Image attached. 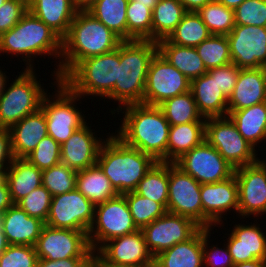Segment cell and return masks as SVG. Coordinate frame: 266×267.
I'll return each mask as SVG.
<instances>
[{
  "instance_id": "obj_37",
  "label": "cell",
  "mask_w": 266,
  "mask_h": 267,
  "mask_svg": "<svg viewBox=\"0 0 266 267\" xmlns=\"http://www.w3.org/2000/svg\"><path fill=\"white\" fill-rule=\"evenodd\" d=\"M158 107L171 126L191 122H206L198 111L191 91L169 98Z\"/></svg>"
},
{
  "instance_id": "obj_28",
  "label": "cell",
  "mask_w": 266,
  "mask_h": 267,
  "mask_svg": "<svg viewBox=\"0 0 266 267\" xmlns=\"http://www.w3.org/2000/svg\"><path fill=\"white\" fill-rule=\"evenodd\" d=\"M154 267H204L203 228L189 240L159 253Z\"/></svg>"
},
{
  "instance_id": "obj_33",
  "label": "cell",
  "mask_w": 266,
  "mask_h": 267,
  "mask_svg": "<svg viewBox=\"0 0 266 267\" xmlns=\"http://www.w3.org/2000/svg\"><path fill=\"white\" fill-rule=\"evenodd\" d=\"M205 140V122H191L170 126L167 162L174 163L184 153Z\"/></svg>"
},
{
  "instance_id": "obj_40",
  "label": "cell",
  "mask_w": 266,
  "mask_h": 267,
  "mask_svg": "<svg viewBox=\"0 0 266 267\" xmlns=\"http://www.w3.org/2000/svg\"><path fill=\"white\" fill-rule=\"evenodd\" d=\"M123 195L126 198L134 224L138 229L149 225L167 212V209L161 203L145 198L135 191Z\"/></svg>"
},
{
  "instance_id": "obj_43",
  "label": "cell",
  "mask_w": 266,
  "mask_h": 267,
  "mask_svg": "<svg viewBox=\"0 0 266 267\" xmlns=\"http://www.w3.org/2000/svg\"><path fill=\"white\" fill-rule=\"evenodd\" d=\"M76 170L59 163L51 168L42 170V185L53 196L70 192L76 186Z\"/></svg>"
},
{
  "instance_id": "obj_59",
  "label": "cell",
  "mask_w": 266,
  "mask_h": 267,
  "mask_svg": "<svg viewBox=\"0 0 266 267\" xmlns=\"http://www.w3.org/2000/svg\"><path fill=\"white\" fill-rule=\"evenodd\" d=\"M8 246H9V243L7 242V239L3 232L2 227H0V255L6 250Z\"/></svg>"
},
{
  "instance_id": "obj_35",
  "label": "cell",
  "mask_w": 266,
  "mask_h": 267,
  "mask_svg": "<svg viewBox=\"0 0 266 267\" xmlns=\"http://www.w3.org/2000/svg\"><path fill=\"white\" fill-rule=\"evenodd\" d=\"M128 2L129 0H98L87 11L124 41L127 40Z\"/></svg>"
},
{
  "instance_id": "obj_56",
  "label": "cell",
  "mask_w": 266,
  "mask_h": 267,
  "mask_svg": "<svg viewBox=\"0 0 266 267\" xmlns=\"http://www.w3.org/2000/svg\"><path fill=\"white\" fill-rule=\"evenodd\" d=\"M233 267H266V260L256 259L252 261L238 263Z\"/></svg>"
},
{
  "instance_id": "obj_46",
  "label": "cell",
  "mask_w": 266,
  "mask_h": 267,
  "mask_svg": "<svg viewBox=\"0 0 266 267\" xmlns=\"http://www.w3.org/2000/svg\"><path fill=\"white\" fill-rule=\"evenodd\" d=\"M235 25L266 27V0H245L234 9Z\"/></svg>"
},
{
  "instance_id": "obj_12",
  "label": "cell",
  "mask_w": 266,
  "mask_h": 267,
  "mask_svg": "<svg viewBox=\"0 0 266 267\" xmlns=\"http://www.w3.org/2000/svg\"><path fill=\"white\" fill-rule=\"evenodd\" d=\"M38 258L60 260L74 257H94L88 233L44 225L35 245Z\"/></svg>"
},
{
  "instance_id": "obj_48",
  "label": "cell",
  "mask_w": 266,
  "mask_h": 267,
  "mask_svg": "<svg viewBox=\"0 0 266 267\" xmlns=\"http://www.w3.org/2000/svg\"><path fill=\"white\" fill-rule=\"evenodd\" d=\"M210 229L203 228V259L204 266L210 267H233L234 263L229 253L227 246L225 248H218L213 245L211 249L208 247L210 241Z\"/></svg>"
},
{
  "instance_id": "obj_23",
  "label": "cell",
  "mask_w": 266,
  "mask_h": 267,
  "mask_svg": "<svg viewBox=\"0 0 266 267\" xmlns=\"http://www.w3.org/2000/svg\"><path fill=\"white\" fill-rule=\"evenodd\" d=\"M263 102H266V67L240 69L228 99V114Z\"/></svg>"
},
{
  "instance_id": "obj_51",
  "label": "cell",
  "mask_w": 266,
  "mask_h": 267,
  "mask_svg": "<svg viewBox=\"0 0 266 267\" xmlns=\"http://www.w3.org/2000/svg\"><path fill=\"white\" fill-rule=\"evenodd\" d=\"M14 158L9 129L0 128V175L5 173Z\"/></svg>"
},
{
  "instance_id": "obj_4",
  "label": "cell",
  "mask_w": 266,
  "mask_h": 267,
  "mask_svg": "<svg viewBox=\"0 0 266 267\" xmlns=\"http://www.w3.org/2000/svg\"><path fill=\"white\" fill-rule=\"evenodd\" d=\"M156 162L153 157L128 146L114 134L101 145L96 164L118 194L123 195L135 191L139 181Z\"/></svg>"
},
{
  "instance_id": "obj_25",
  "label": "cell",
  "mask_w": 266,
  "mask_h": 267,
  "mask_svg": "<svg viewBox=\"0 0 266 267\" xmlns=\"http://www.w3.org/2000/svg\"><path fill=\"white\" fill-rule=\"evenodd\" d=\"M45 223L29 216L17 204L2 214V229L9 245L35 246Z\"/></svg>"
},
{
  "instance_id": "obj_62",
  "label": "cell",
  "mask_w": 266,
  "mask_h": 267,
  "mask_svg": "<svg viewBox=\"0 0 266 267\" xmlns=\"http://www.w3.org/2000/svg\"><path fill=\"white\" fill-rule=\"evenodd\" d=\"M23 2H25L27 5H29L33 0H22Z\"/></svg>"
},
{
  "instance_id": "obj_38",
  "label": "cell",
  "mask_w": 266,
  "mask_h": 267,
  "mask_svg": "<svg viewBox=\"0 0 266 267\" xmlns=\"http://www.w3.org/2000/svg\"><path fill=\"white\" fill-rule=\"evenodd\" d=\"M211 35L197 12H187L167 40L180 46L196 47Z\"/></svg>"
},
{
  "instance_id": "obj_26",
  "label": "cell",
  "mask_w": 266,
  "mask_h": 267,
  "mask_svg": "<svg viewBox=\"0 0 266 267\" xmlns=\"http://www.w3.org/2000/svg\"><path fill=\"white\" fill-rule=\"evenodd\" d=\"M190 91L203 118L226 117L228 115V99L216 83V76L207 72L190 81Z\"/></svg>"
},
{
  "instance_id": "obj_63",
  "label": "cell",
  "mask_w": 266,
  "mask_h": 267,
  "mask_svg": "<svg viewBox=\"0 0 266 267\" xmlns=\"http://www.w3.org/2000/svg\"><path fill=\"white\" fill-rule=\"evenodd\" d=\"M0 227H2V214H0Z\"/></svg>"
},
{
  "instance_id": "obj_6",
  "label": "cell",
  "mask_w": 266,
  "mask_h": 267,
  "mask_svg": "<svg viewBox=\"0 0 266 267\" xmlns=\"http://www.w3.org/2000/svg\"><path fill=\"white\" fill-rule=\"evenodd\" d=\"M119 46L116 50L80 61L62 81L80 97L94 95L105 98L117 81Z\"/></svg>"
},
{
  "instance_id": "obj_42",
  "label": "cell",
  "mask_w": 266,
  "mask_h": 267,
  "mask_svg": "<svg viewBox=\"0 0 266 267\" xmlns=\"http://www.w3.org/2000/svg\"><path fill=\"white\" fill-rule=\"evenodd\" d=\"M126 19L127 40L152 41V11L147 6L128 2Z\"/></svg>"
},
{
  "instance_id": "obj_9",
  "label": "cell",
  "mask_w": 266,
  "mask_h": 267,
  "mask_svg": "<svg viewBox=\"0 0 266 267\" xmlns=\"http://www.w3.org/2000/svg\"><path fill=\"white\" fill-rule=\"evenodd\" d=\"M137 230L139 229L134 224L126 198L119 194L95 205L94 221L88 231V240L95 253L105 242Z\"/></svg>"
},
{
  "instance_id": "obj_29",
  "label": "cell",
  "mask_w": 266,
  "mask_h": 267,
  "mask_svg": "<svg viewBox=\"0 0 266 267\" xmlns=\"http://www.w3.org/2000/svg\"><path fill=\"white\" fill-rule=\"evenodd\" d=\"M4 176L13 204L42 185V170L25 158H14Z\"/></svg>"
},
{
  "instance_id": "obj_44",
  "label": "cell",
  "mask_w": 266,
  "mask_h": 267,
  "mask_svg": "<svg viewBox=\"0 0 266 267\" xmlns=\"http://www.w3.org/2000/svg\"><path fill=\"white\" fill-rule=\"evenodd\" d=\"M25 159L41 170L51 168L61 163V145L46 136Z\"/></svg>"
},
{
  "instance_id": "obj_1",
  "label": "cell",
  "mask_w": 266,
  "mask_h": 267,
  "mask_svg": "<svg viewBox=\"0 0 266 267\" xmlns=\"http://www.w3.org/2000/svg\"><path fill=\"white\" fill-rule=\"evenodd\" d=\"M123 40L88 11H77L62 39V61L54 79L62 80L80 61L116 50ZM64 58V59H63Z\"/></svg>"
},
{
  "instance_id": "obj_57",
  "label": "cell",
  "mask_w": 266,
  "mask_h": 267,
  "mask_svg": "<svg viewBox=\"0 0 266 267\" xmlns=\"http://www.w3.org/2000/svg\"><path fill=\"white\" fill-rule=\"evenodd\" d=\"M160 0H129V2H135V5L147 6L151 11Z\"/></svg>"
},
{
  "instance_id": "obj_2",
  "label": "cell",
  "mask_w": 266,
  "mask_h": 267,
  "mask_svg": "<svg viewBox=\"0 0 266 267\" xmlns=\"http://www.w3.org/2000/svg\"><path fill=\"white\" fill-rule=\"evenodd\" d=\"M119 110L125 116L116 136L128 146L150 155L157 162H167L171 125L161 109L158 106L131 104Z\"/></svg>"
},
{
  "instance_id": "obj_55",
  "label": "cell",
  "mask_w": 266,
  "mask_h": 267,
  "mask_svg": "<svg viewBox=\"0 0 266 267\" xmlns=\"http://www.w3.org/2000/svg\"><path fill=\"white\" fill-rule=\"evenodd\" d=\"M78 11H87L98 0H73Z\"/></svg>"
},
{
  "instance_id": "obj_7",
  "label": "cell",
  "mask_w": 266,
  "mask_h": 267,
  "mask_svg": "<svg viewBox=\"0 0 266 267\" xmlns=\"http://www.w3.org/2000/svg\"><path fill=\"white\" fill-rule=\"evenodd\" d=\"M0 96V128L9 129L25 116L37 112L47 91L33 69L23 70Z\"/></svg>"
},
{
  "instance_id": "obj_20",
  "label": "cell",
  "mask_w": 266,
  "mask_h": 267,
  "mask_svg": "<svg viewBox=\"0 0 266 267\" xmlns=\"http://www.w3.org/2000/svg\"><path fill=\"white\" fill-rule=\"evenodd\" d=\"M200 195L202 228L221 225L222 215L231 209L238 213V185L234 174L220 182L201 184Z\"/></svg>"
},
{
  "instance_id": "obj_5",
  "label": "cell",
  "mask_w": 266,
  "mask_h": 267,
  "mask_svg": "<svg viewBox=\"0 0 266 267\" xmlns=\"http://www.w3.org/2000/svg\"><path fill=\"white\" fill-rule=\"evenodd\" d=\"M5 52L23 55L26 69H33L30 62L35 55H54L61 61L62 38L28 10L12 29L0 35V55Z\"/></svg>"
},
{
  "instance_id": "obj_22",
  "label": "cell",
  "mask_w": 266,
  "mask_h": 267,
  "mask_svg": "<svg viewBox=\"0 0 266 267\" xmlns=\"http://www.w3.org/2000/svg\"><path fill=\"white\" fill-rule=\"evenodd\" d=\"M227 242L234 265L256 259L266 260V234L258 224L235 225Z\"/></svg>"
},
{
  "instance_id": "obj_27",
  "label": "cell",
  "mask_w": 266,
  "mask_h": 267,
  "mask_svg": "<svg viewBox=\"0 0 266 267\" xmlns=\"http://www.w3.org/2000/svg\"><path fill=\"white\" fill-rule=\"evenodd\" d=\"M28 10L62 39L68 34L78 11L73 0H33Z\"/></svg>"
},
{
  "instance_id": "obj_18",
  "label": "cell",
  "mask_w": 266,
  "mask_h": 267,
  "mask_svg": "<svg viewBox=\"0 0 266 267\" xmlns=\"http://www.w3.org/2000/svg\"><path fill=\"white\" fill-rule=\"evenodd\" d=\"M227 38L231 60L236 67H266V27L235 25Z\"/></svg>"
},
{
  "instance_id": "obj_3",
  "label": "cell",
  "mask_w": 266,
  "mask_h": 267,
  "mask_svg": "<svg viewBox=\"0 0 266 267\" xmlns=\"http://www.w3.org/2000/svg\"><path fill=\"white\" fill-rule=\"evenodd\" d=\"M157 52V42L151 40H124L119 44L117 81L106 97L119 101L114 111L120 112L121 105L143 104L147 72Z\"/></svg>"
},
{
  "instance_id": "obj_8",
  "label": "cell",
  "mask_w": 266,
  "mask_h": 267,
  "mask_svg": "<svg viewBox=\"0 0 266 267\" xmlns=\"http://www.w3.org/2000/svg\"><path fill=\"white\" fill-rule=\"evenodd\" d=\"M55 82L58 89L55 97L51 101L50 95L47 97L46 93L41 102V109L45 113L48 136L62 145L86 123L84 119L86 116L83 117L82 112L75 106L81 97L75 94L62 80Z\"/></svg>"
},
{
  "instance_id": "obj_54",
  "label": "cell",
  "mask_w": 266,
  "mask_h": 267,
  "mask_svg": "<svg viewBox=\"0 0 266 267\" xmlns=\"http://www.w3.org/2000/svg\"><path fill=\"white\" fill-rule=\"evenodd\" d=\"M212 0H179L187 12H197Z\"/></svg>"
},
{
  "instance_id": "obj_60",
  "label": "cell",
  "mask_w": 266,
  "mask_h": 267,
  "mask_svg": "<svg viewBox=\"0 0 266 267\" xmlns=\"http://www.w3.org/2000/svg\"><path fill=\"white\" fill-rule=\"evenodd\" d=\"M7 78H6V74L5 73H3L1 70H0V96H1V94L3 93V90H4V87H5V85H7L6 83V80Z\"/></svg>"
},
{
  "instance_id": "obj_50",
  "label": "cell",
  "mask_w": 266,
  "mask_h": 267,
  "mask_svg": "<svg viewBox=\"0 0 266 267\" xmlns=\"http://www.w3.org/2000/svg\"><path fill=\"white\" fill-rule=\"evenodd\" d=\"M240 68L233 63L211 68L207 71L210 76H216V83L224 96L229 99L237 83Z\"/></svg>"
},
{
  "instance_id": "obj_13",
  "label": "cell",
  "mask_w": 266,
  "mask_h": 267,
  "mask_svg": "<svg viewBox=\"0 0 266 267\" xmlns=\"http://www.w3.org/2000/svg\"><path fill=\"white\" fill-rule=\"evenodd\" d=\"M95 205L76 188L52 197L46 225L87 232L94 221Z\"/></svg>"
},
{
  "instance_id": "obj_24",
  "label": "cell",
  "mask_w": 266,
  "mask_h": 267,
  "mask_svg": "<svg viewBox=\"0 0 266 267\" xmlns=\"http://www.w3.org/2000/svg\"><path fill=\"white\" fill-rule=\"evenodd\" d=\"M9 132L14 157L26 158L37 144L48 136L45 113L40 108L11 126Z\"/></svg>"
},
{
  "instance_id": "obj_10",
  "label": "cell",
  "mask_w": 266,
  "mask_h": 267,
  "mask_svg": "<svg viewBox=\"0 0 266 267\" xmlns=\"http://www.w3.org/2000/svg\"><path fill=\"white\" fill-rule=\"evenodd\" d=\"M205 140L234 168L259 160L255 148L243 138L228 116L206 119Z\"/></svg>"
},
{
  "instance_id": "obj_53",
  "label": "cell",
  "mask_w": 266,
  "mask_h": 267,
  "mask_svg": "<svg viewBox=\"0 0 266 267\" xmlns=\"http://www.w3.org/2000/svg\"><path fill=\"white\" fill-rule=\"evenodd\" d=\"M13 205L10 197L9 187L6 178L0 175V214H3L9 207Z\"/></svg>"
},
{
  "instance_id": "obj_16",
  "label": "cell",
  "mask_w": 266,
  "mask_h": 267,
  "mask_svg": "<svg viewBox=\"0 0 266 267\" xmlns=\"http://www.w3.org/2000/svg\"><path fill=\"white\" fill-rule=\"evenodd\" d=\"M201 184L169 162L167 212L193 220L202 228Z\"/></svg>"
},
{
  "instance_id": "obj_39",
  "label": "cell",
  "mask_w": 266,
  "mask_h": 267,
  "mask_svg": "<svg viewBox=\"0 0 266 267\" xmlns=\"http://www.w3.org/2000/svg\"><path fill=\"white\" fill-rule=\"evenodd\" d=\"M197 13L212 35L227 36L235 26L234 9L212 0Z\"/></svg>"
},
{
  "instance_id": "obj_65",
  "label": "cell",
  "mask_w": 266,
  "mask_h": 267,
  "mask_svg": "<svg viewBox=\"0 0 266 267\" xmlns=\"http://www.w3.org/2000/svg\"><path fill=\"white\" fill-rule=\"evenodd\" d=\"M261 161L266 165V160L263 159V160H261Z\"/></svg>"
},
{
  "instance_id": "obj_31",
  "label": "cell",
  "mask_w": 266,
  "mask_h": 267,
  "mask_svg": "<svg viewBox=\"0 0 266 267\" xmlns=\"http://www.w3.org/2000/svg\"><path fill=\"white\" fill-rule=\"evenodd\" d=\"M227 116L254 148L259 142L266 140V102L232 111Z\"/></svg>"
},
{
  "instance_id": "obj_32",
  "label": "cell",
  "mask_w": 266,
  "mask_h": 267,
  "mask_svg": "<svg viewBox=\"0 0 266 267\" xmlns=\"http://www.w3.org/2000/svg\"><path fill=\"white\" fill-rule=\"evenodd\" d=\"M75 188L94 205L119 195L97 164L77 172Z\"/></svg>"
},
{
  "instance_id": "obj_49",
  "label": "cell",
  "mask_w": 266,
  "mask_h": 267,
  "mask_svg": "<svg viewBox=\"0 0 266 267\" xmlns=\"http://www.w3.org/2000/svg\"><path fill=\"white\" fill-rule=\"evenodd\" d=\"M28 12V5L22 0H6L0 6V35L12 29Z\"/></svg>"
},
{
  "instance_id": "obj_41",
  "label": "cell",
  "mask_w": 266,
  "mask_h": 267,
  "mask_svg": "<svg viewBox=\"0 0 266 267\" xmlns=\"http://www.w3.org/2000/svg\"><path fill=\"white\" fill-rule=\"evenodd\" d=\"M195 49L207 70L232 63L229 41L225 35H211Z\"/></svg>"
},
{
  "instance_id": "obj_52",
  "label": "cell",
  "mask_w": 266,
  "mask_h": 267,
  "mask_svg": "<svg viewBox=\"0 0 266 267\" xmlns=\"http://www.w3.org/2000/svg\"><path fill=\"white\" fill-rule=\"evenodd\" d=\"M94 257H74L60 260L38 258L37 267H88Z\"/></svg>"
},
{
  "instance_id": "obj_61",
  "label": "cell",
  "mask_w": 266,
  "mask_h": 267,
  "mask_svg": "<svg viewBox=\"0 0 266 267\" xmlns=\"http://www.w3.org/2000/svg\"><path fill=\"white\" fill-rule=\"evenodd\" d=\"M88 267H103V264H101L95 257L93 261L89 264Z\"/></svg>"
},
{
  "instance_id": "obj_14",
  "label": "cell",
  "mask_w": 266,
  "mask_h": 267,
  "mask_svg": "<svg viewBox=\"0 0 266 267\" xmlns=\"http://www.w3.org/2000/svg\"><path fill=\"white\" fill-rule=\"evenodd\" d=\"M190 91V81L157 52L147 72L143 104L158 106L165 100Z\"/></svg>"
},
{
  "instance_id": "obj_47",
  "label": "cell",
  "mask_w": 266,
  "mask_h": 267,
  "mask_svg": "<svg viewBox=\"0 0 266 267\" xmlns=\"http://www.w3.org/2000/svg\"><path fill=\"white\" fill-rule=\"evenodd\" d=\"M35 246L9 245L0 255V267H37Z\"/></svg>"
},
{
  "instance_id": "obj_21",
  "label": "cell",
  "mask_w": 266,
  "mask_h": 267,
  "mask_svg": "<svg viewBox=\"0 0 266 267\" xmlns=\"http://www.w3.org/2000/svg\"><path fill=\"white\" fill-rule=\"evenodd\" d=\"M90 128L85 123L61 145V163L76 171L96 165L99 150L105 140L97 139Z\"/></svg>"
},
{
  "instance_id": "obj_17",
  "label": "cell",
  "mask_w": 266,
  "mask_h": 267,
  "mask_svg": "<svg viewBox=\"0 0 266 267\" xmlns=\"http://www.w3.org/2000/svg\"><path fill=\"white\" fill-rule=\"evenodd\" d=\"M201 227L193 220L170 212L144 226L141 231L147 247L156 257L162 251L192 238Z\"/></svg>"
},
{
  "instance_id": "obj_19",
  "label": "cell",
  "mask_w": 266,
  "mask_h": 267,
  "mask_svg": "<svg viewBox=\"0 0 266 267\" xmlns=\"http://www.w3.org/2000/svg\"><path fill=\"white\" fill-rule=\"evenodd\" d=\"M238 185V213L249 217L266 214V165L260 159L251 165L235 168Z\"/></svg>"
},
{
  "instance_id": "obj_30",
  "label": "cell",
  "mask_w": 266,
  "mask_h": 267,
  "mask_svg": "<svg viewBox=\"0 0 266 267\" xmlns=\"http://www.w3.org/2000/svg\"><path fill=\"white\" fill-rule=\"evenodd\" d=\"M157 46L163 58L184 74L189 81L208 71L195 47L180 46L170 43L167 39L158 41Z\"/></svg>"
},
{
  "instance_id": "obj_11",
  "label": "cell",
  "mask_w": 266,
  "mask_h": 267,
  "mask_svg": "<svg viewBox=\"0 0 266 267\" xmlns=\"http://www.w3.org/2000/svg\"><path fill=\"white\" fill-rule=\"evenodd\" d=\"M94 257L108 267H154L141 229L105 242Z\"/></svg>"
},
{
  "instance_id": "obj_64",
  "label": "cell",
  "mask_w": 266,
  "mask_h": 267,
  "mask_svg": "<svg viewBox=\"0 0 266 267\" xmlns=\"http://www.w3.org/2000/svg\"><path fill=\"white\" fill-rule=\"evenodd\" d=\"M6 0H0V6L3 5V3H5Z\"/></svg>"
},
{
  "instance_id": "obj_15",
  "label": "cell",
  "mask_w": 266,
  "mask_h": 267,
  "mask_svg": "<svg viewBox=\"0 0 266 267\" xmlns=\"http://www.w3.org/2000/svg\"><path fill=\"white\" fill-rule=\"evenodd\" d=\"M174 163L200 184L226 180L235 170L206 140L184 153Z\"/></svg>"
},
{
  "instance_id": "obj_58",
  "label": "cell",
  "mask_w": 266,
  "mask_h": 267,
  "mask_svg": "<svg viewBox=\"0 0 266 267\" xmlns=\"http://www.w3.org/2000/svg\"><path fill=\"white\" fill-rule=\"evenodd\" d=\"M216 1L219 3H222L223 5H225L228 8L235 9L245 0H216Z\"/></svg>"
},
{
  "instance_id": "obj_45",
  "label": "cell",
  "mask_w": 266,
  "mask_h": 267,
  "mask_svg": "<svg viewBox=\"0 0 266 267\" xmlns=\"http://www.w3.org/2000/svg\"><path fill=\"white\" fill-rule=\"evenodd\" d=\"M52 195L43 186H39L21 199L17 205L29 216L35 217L46 223L49 215Z\"/></svg>"
},
{
  "instance_id": "obj_34",
  "label": "cell",
  "mask_w": 266,
  "mask_h": 267,
  "mask_svg": "<svg viewBox=\"0 0 266 267\" xmlns=\"http://www.w3.org/2000/svg\"><path fill=\"white\" fill-rule=\"evenodd\" d=\"M186 13L179 0H160L152 10V41L167 39Z\"/></svg>"
},
{
  "instance_id": "obj_36",
  "label": "cell",
  "mask_w": 266,
  "mask_h": 267,
  "mask_svg": "<svg viewBox=\"0 0 266 267\" xmlns=\"http://www.w3.org/2000/svg\"><path fill=\"white\" fill-rule=\"evenodd\" d=\"M169 186V162H156L139 181L135 192L161 203L167 209Z\"/></svg>"
}]
</instances>
